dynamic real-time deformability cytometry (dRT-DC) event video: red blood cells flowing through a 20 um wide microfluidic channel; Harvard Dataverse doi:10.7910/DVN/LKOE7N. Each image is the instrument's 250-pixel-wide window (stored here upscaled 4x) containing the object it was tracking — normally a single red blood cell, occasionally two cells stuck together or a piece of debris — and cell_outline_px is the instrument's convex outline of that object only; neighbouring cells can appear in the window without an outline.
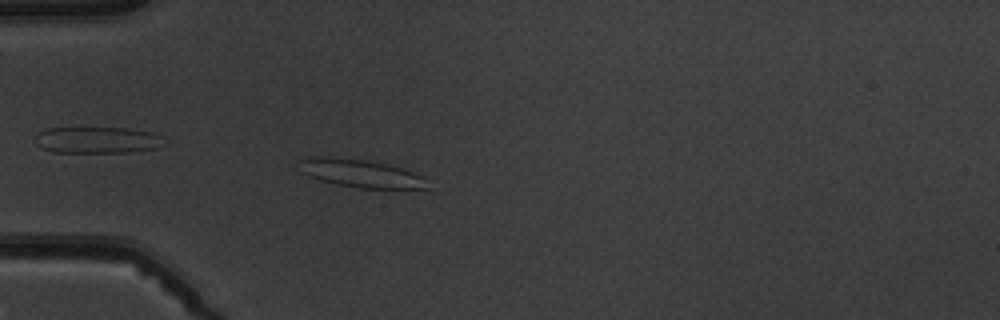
{"species": "common noctule bat (a hibernating species)", "species_latin": "Nyctalus noctula", "temperature_condition": "warm", "stored_images_in_passage": 3, "camera_frame_rate_fps": 3000, "um_per_image_px": 0.085, "animal": {"sex": "male", "body_mass_g": 19.5, "forearm_length_mm": 54.6}, "frame": {"image": 1, "passage_image": 3, "time_ms": 2.333, "image_size_px": [1000, 320], "cell_outline_px": [[428, 188], [360, 188], [336, 184], [320, 180], [308, 176], [300, 172], [300, 156], [328, 156], [368, 160], [388, 164], [412, 172], [420, 176]], "centroid_in_image_um": [30.51, 14.7], "position_along_channel_um": 54.5, "area_um2": 20.81}}